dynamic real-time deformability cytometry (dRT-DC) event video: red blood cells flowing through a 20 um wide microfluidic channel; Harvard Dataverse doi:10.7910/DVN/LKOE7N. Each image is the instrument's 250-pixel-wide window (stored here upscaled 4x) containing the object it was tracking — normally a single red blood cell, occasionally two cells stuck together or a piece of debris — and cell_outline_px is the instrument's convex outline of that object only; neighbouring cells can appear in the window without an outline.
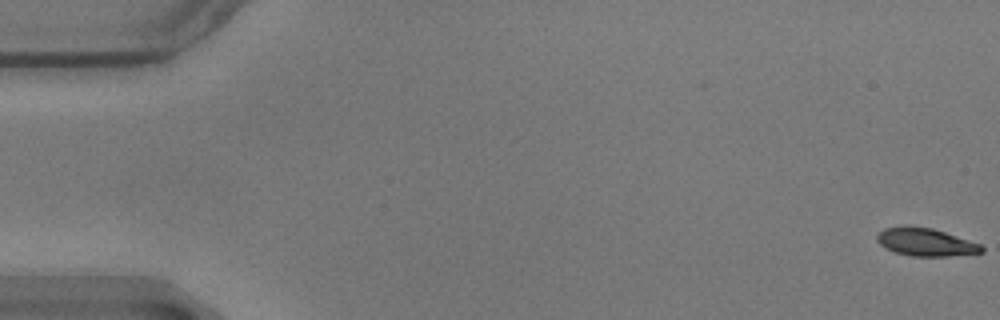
{"species": "common noctule bat (a hibernating species)", "species_latin": "Nyctalus noctula", "temperature_condition": "warm", "stored_images_in_passage": 59, "camera_frame_rate_fps": 3000, "um_per_image_px": 0.085, "animal": {"sex": "male", "body_mass_g": 17.9}, "frame": {"image": 1, "passage_image": 1, "time_ms": 0.0, "image_size_px": [1000, 320], "cell_outline_px": [[984, 252], [948, 256], [912, 256], [896, 252], [880, 244], [876, 240], [876, 236], [884, 228], [904, 224], [908, 224], [932, 228], [980, 244], [984, 248]], "centroid_in_image_um": [78.65, 20.55], "position_along_channel_um": 6.4, "area_um2": 16.99}}
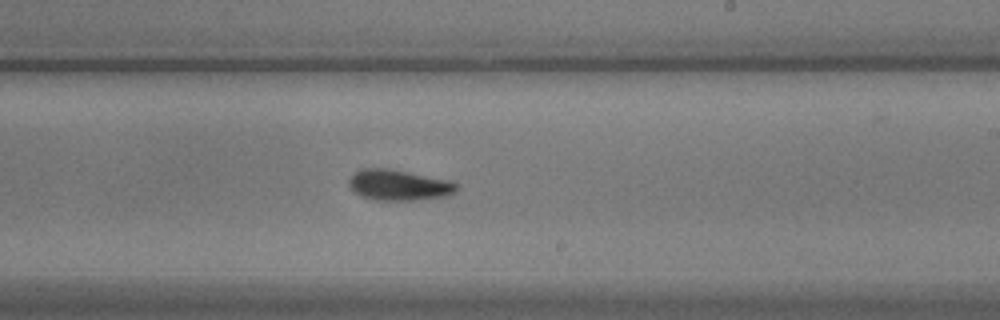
{"frame": {"image": 2, "passage_image": 35, "time_ms": 11.333, "image_size_px": [1000, 320], "cell_outline_px": [[460, 188], [452, 196], [416, 200], [376, 200], [360, 196], [348, 184], [348, 180], [352, 172], [360, 168], [384, 168], [408, 172], [448, 180], [460, 184]], "centroid_in_image_um": [33.93, 15.73], "position_along_channel_um": 255.1, "area_um2": 19.59}}
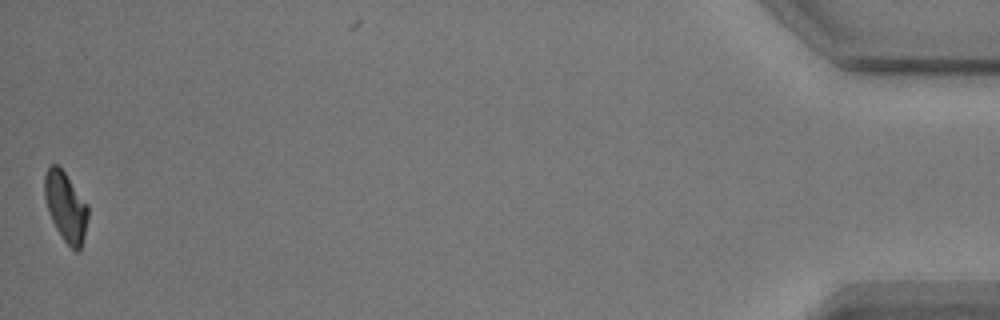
{"frame": {"image": 3, "passage_image": 58, "time_ms": 19.0, "image_size_px": [1000, 320], "cell_outline_px": [[88, 216], [84, 236], [80, 252], [76, 252], [64, 240], [56, 228], [48, 212], [44, 196], [44, 176], [48, 168], [52, 164], [56, 164], [64, 172], [88, 204]], "centroid_in_image_um": [5.59, 17.58], "position_along_channel_um": 429.6, "area_um2": 17.51}, "authors_computed_cell_mechanics": {"area_um2": 18.5538, "velocity_mm_per_s": 3.5003, "shape_relaxation_time_tau1_ms": 4.3338, "shape_relaxation_time_tau2_ms": 2.1373, "deformation_change_tau1": 0.1317, "deformation_change_tau2": 0.0694}}